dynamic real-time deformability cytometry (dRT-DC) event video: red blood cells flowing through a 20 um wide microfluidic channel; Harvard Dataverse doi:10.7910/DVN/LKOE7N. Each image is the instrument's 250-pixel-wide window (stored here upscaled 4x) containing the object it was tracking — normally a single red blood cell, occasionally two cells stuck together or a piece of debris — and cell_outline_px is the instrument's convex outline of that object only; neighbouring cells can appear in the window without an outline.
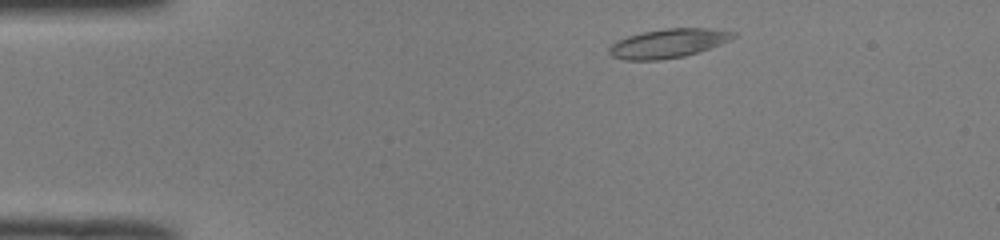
{"species": "common noctule bat (a hibernating species)", "species_latin": "Nyctalus noctula", "temperature_condition": "room temperature", "stored_images_in_passage": 42, "camera_frame_rate_fps": 3000, "um_per_image_px": 0.085, "animal": {"sex": "male", "body_mass_g": 19.0, "forearm_length_mm": 50.8}, "frame": {"image": 1, "passage_image": 1, "time_ms": 0.0, "image_size_px": [1000, 240], "cell_outline_px": [[736, 36], [728, 40], [708, 48], [684, 56], [660, 60], [624, 60], [612, 56], [608, 52], [608, 48], [612, 44], [628, 36], [644, 32], [668, 28], [708, 28], [736, 32]], "centroid_in_image_um": [56.77, 3.68], "position_along_channel_um": 28.2, "area_um2": 20.58}}
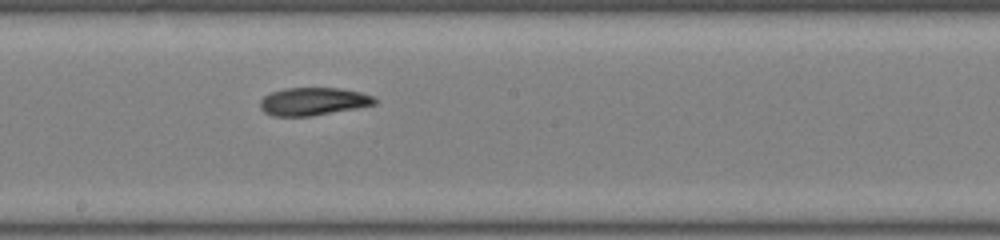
{"frame": {"image": 2, "passage_image": 20, "time_ms": 6.333, "image_size_px": [1000, 240], "cell_outline_px": [[376, 104], [356, 108], [312, 116], [272, 116], [264, 112], [260, 108], [260, 100], [264, 96], [272, 92], [284, 88], [340, 88], [360, 92], [372, 96], [376, 100]], "centroid_in_image_um": [26.59, 8.62], "position_along_channel_um": 221.6, "area_um2": 18.55}}
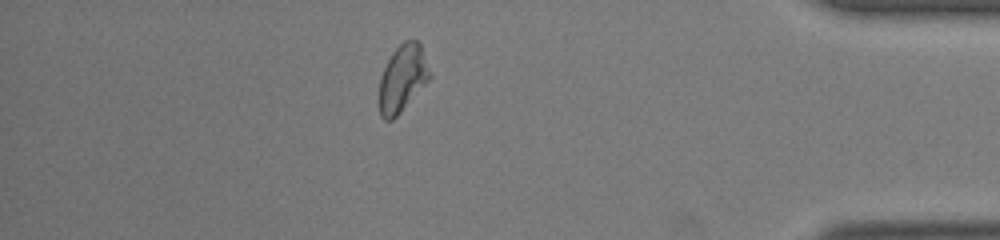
{"frame": {"image": 3, "passage_image": 36, "time_ms": 11.667, "image_size_px": [1000, 240], "cell_outline_px": [[432, 76], [400, 112], [392, 120], [384, 120], [380, 116], [380, 76], [392, 52], [404, 40], [416, 40], [420, 44]], "centroid_in_image_um": [34.21, 6.65], "position_along_channel_um": 401.0, "area_um2": 19.36}, "authors_computed_cell_mechanics": {"area_um2": 19.4497, "velocity_mm_per_s": 4.056, "shape_relaxation_time_tau1_ms": null, "shape_relaxation_time_tau2_ms": 3.3903, "deformation_change_tau1": null, "deformation_change_tau2": 0.1043}}